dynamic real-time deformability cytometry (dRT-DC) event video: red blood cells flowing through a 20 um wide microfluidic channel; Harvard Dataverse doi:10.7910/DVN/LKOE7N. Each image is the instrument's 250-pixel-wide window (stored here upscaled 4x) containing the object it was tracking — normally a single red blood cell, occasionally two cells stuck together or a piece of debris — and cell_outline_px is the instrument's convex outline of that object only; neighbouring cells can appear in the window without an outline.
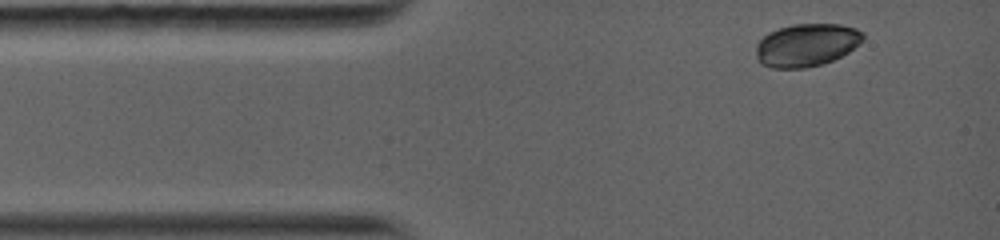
{"species": "common noctule bat (a hibernating species)", "species_latin": "Nyctalus noctula", "temperature_condition": "warm", "stored_images_in_passage": 4, "camera_frame_rate_fps": 5000, "um_per_image_px": 0.085, "animal": {"sex": "female", "body_mass_g": 19.0, "forearm_length_mm": 56.7}, "frame": {"image": 1, "passage_image": 1, "time_ms": 0.0, "image_size_px": [1000, 240], "cell_outline_px": [[864, 40], [860, 44], [848, 52], [832, 60], [820, 64], [804, 68], [772, 68], [760, 64], [756, 56], [756, 44], [768, 32], [792, 24], [840, 24], [856, 28], [864, 32]], "centroid_in_image_um": [68.56, 3.82], "position_along_channel_um": 16.4, "area_um2": 26.82}}
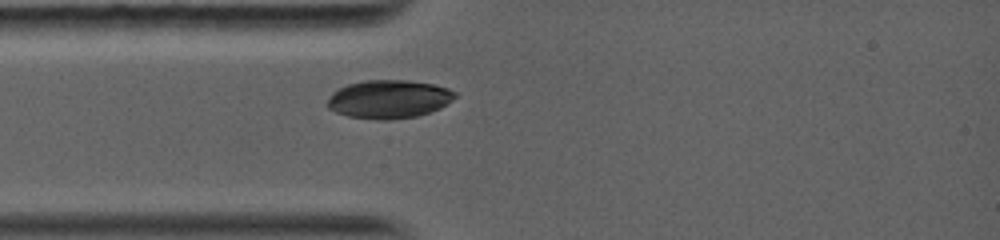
{"frame": {"image": 2, "passage_image": 4, "time_ms": 2.0, "image_size_px": [1000, 240], "cell_outline_px": [[456, 96], [452, 100], [440, 108], [416, 116], [388, 120], [376, 120], [348, 116], [336, 112], [328, 108], [324, 104], [332, 92], [348, 84], [364, 80], [408, 80], [432, 84], [448, 88], [456, 92]], "centroid_in_image_um": [33.02, 8.43], "position_along_channel_um": 52.0, "area_um2": 28.61}}